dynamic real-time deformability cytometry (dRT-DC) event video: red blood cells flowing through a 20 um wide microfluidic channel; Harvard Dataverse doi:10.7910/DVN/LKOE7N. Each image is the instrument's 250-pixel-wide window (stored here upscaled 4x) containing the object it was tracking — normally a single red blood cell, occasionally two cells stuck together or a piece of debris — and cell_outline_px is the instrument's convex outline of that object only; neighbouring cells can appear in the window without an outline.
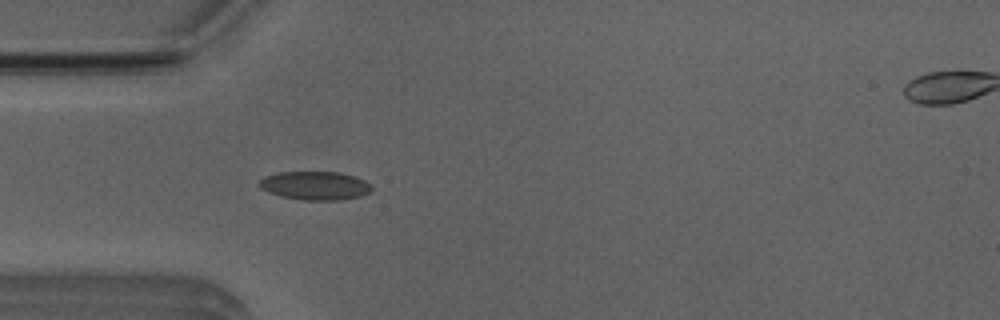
{"species": "Egyptian fruit bat (a non-hibernating species)", "species_latin": "Rousettus aegyptiacus", "temperature_condition": "room temperature", "stored_images_in_passage": 12, "camera_frame_rate_fps": 3000, "um_per_image_px": 0.085, "animal": {"sex": "male"}, "frame": {"image": 1, "passage_image": 2, "time_ms": 0.333, "image_size_px": [1000, 320], "cell_outline_px": [[372, 188], [368, 192], [360, 196], [340, 200], [300, 200], [280, 196], [268, 192], [260, 188], [256, 184], [264, 176], [280, 172], [340, 172], [356, 176], [372, 184]], "centroid_in_image_um": [26.76, 15.77], "position_along_channel_um": 58.2, "area_um2": 18.9}}
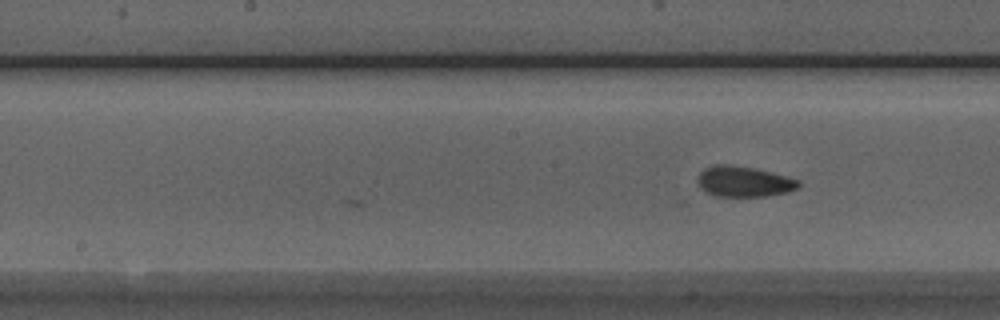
{"frame": {"image": 2, "passage_image": 12, "time_ms": 3.667, "image_size_px": [1000, 320], "cell_outline_px": [[800, 184], [796, 188], [788, 192], [764, 196], [716, 196], [700, 188], [696, 180], [696, 176], [704, 168], [716, 164], [728, 164], [756, 168], [788, 176], [800, 180]], "centroid_in_image_um": [63.21, 15.41], "position_along_channel_um": 185.0, "area_um2": 18.15}}